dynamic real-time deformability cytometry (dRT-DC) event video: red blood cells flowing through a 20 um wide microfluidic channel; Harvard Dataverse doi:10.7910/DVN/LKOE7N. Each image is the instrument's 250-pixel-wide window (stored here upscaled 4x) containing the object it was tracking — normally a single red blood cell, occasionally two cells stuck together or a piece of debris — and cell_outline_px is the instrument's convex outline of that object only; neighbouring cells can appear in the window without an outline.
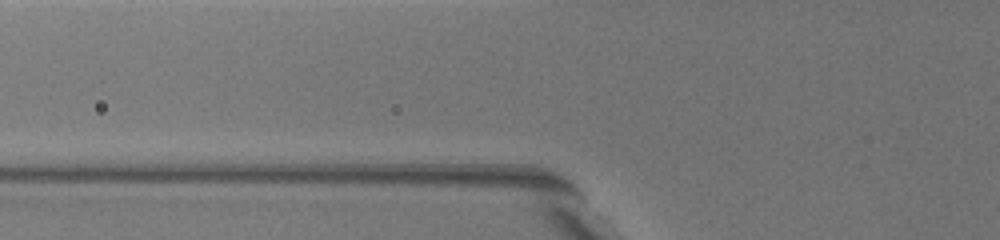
{"species": "common noctule bat (a hibernating species)", "species_latin": "Nyctalus noctula", "temperature_condition": "warm", "stored_images_in_passage": 3, "camera_frame_rate_fps": 3000, "um_per_image_px": 0.085, "animal": {"sex": "female", "body_mass_g": 19.5, "forearm_length_mm": 54.1}, "frame": {"image": 1, "passage_image": 2, "time_ms": 0.333, "image_size_px": [1000, 240], "cell_outline_px": [[660, 212], [656, 212], [648, 208], [600, 168], [596, 164], [584, 144], [596, 140], [612, 144], [644, 184], [656, 204]], "centroid_in_image_um": [52.72, 14.57], "position_along_channel_um": 73.1, "area_um2": 12.14}}